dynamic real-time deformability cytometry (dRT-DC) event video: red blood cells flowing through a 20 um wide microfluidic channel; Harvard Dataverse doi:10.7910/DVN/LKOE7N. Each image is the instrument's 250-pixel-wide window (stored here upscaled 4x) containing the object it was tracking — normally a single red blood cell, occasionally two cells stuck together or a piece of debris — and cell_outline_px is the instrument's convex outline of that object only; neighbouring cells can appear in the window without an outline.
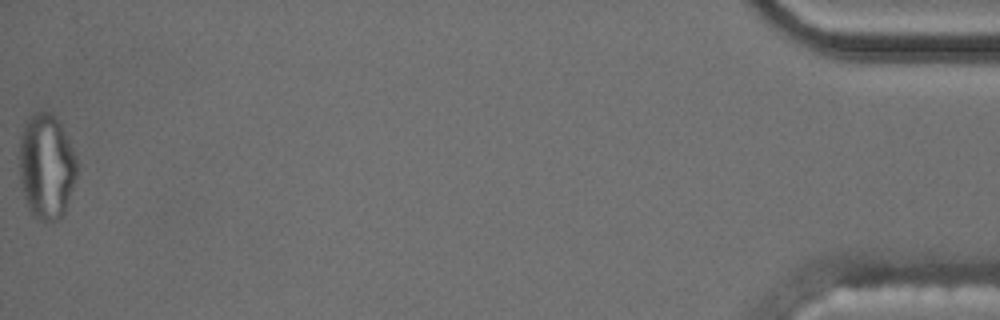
{"species": "common noctule bat (a hibernating species)", "species_latin": "Nyctalus noctula", "temperature_condition": "cold", "stored_images_in_passage": 57, "camera_frame_rate_fps": 3000, "um_per_image_px": 0.085, "animal": {"sex": "male", "body_mass_g": 17.5, "forearm_length_mm": 52.3}, "frame": {"image": 1, "passage_image": 57, "time_ms": 18.667, "image_size_px": [1000, 320], "cell_outline_px": [[76, 176], [64, 212], [60, 220], [44, 220], [36, 216], [28, 208], [24, 196], [20, 176], [20, 136], [24, 124], [36, 112], [48, 112], [60, 124], [68, 140], [76, 160]], "centroid_in_image_um": [3.93, 14.16], "position_along_channel_um": 431.3, "area_um2": 34.33}, "authors_computed_cell_mechanics": {"area_um2": 18.9584, "velocity_mm_per_s": 3.6026, "shape_relaxation_time_tau1_ms": null, "shape_relaxation_time_tau2_ms": 3.2964, "deformation_change_tau1": null, "deformation_change_tau2": 0.1142}}